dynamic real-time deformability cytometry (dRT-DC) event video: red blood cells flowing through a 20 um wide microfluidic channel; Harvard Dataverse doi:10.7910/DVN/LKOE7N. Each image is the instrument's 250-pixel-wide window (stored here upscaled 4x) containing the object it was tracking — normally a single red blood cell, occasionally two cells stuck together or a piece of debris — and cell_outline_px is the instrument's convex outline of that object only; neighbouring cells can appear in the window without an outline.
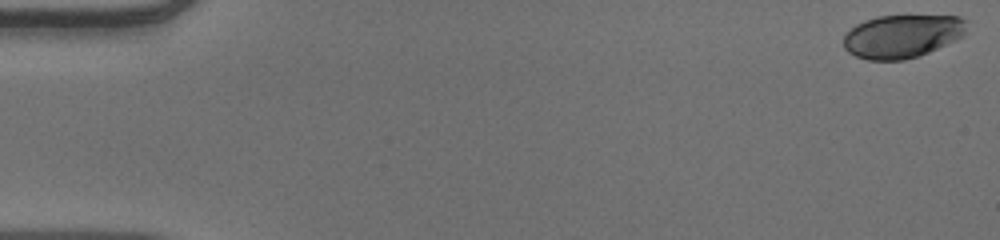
{"species": "human", "species_latin": "Homo sapiens", "temperature_condition": "warm", "stored_images_in_passage": 53, "camera_frame_rate_fps": 3000, "um_per_image_px": 0.085, "donor": {"sex": "male"}, "frame": {"image": 1, "passage_image": 1, "time_ms": 0.0, "image_size_px": [1000, 240], "cell_outline_px": [[968, 20], [964, 36], [956, 40], [920, 56], [904, 60], [868, 60], [856, 56], [848, 52], [844, 48], [844, 36], [856, 24], [864, 20], [876, 16], [960, 16]], "centroid_in_image_um": [76.71, 3.08], "position_along_channel_um": 8.3, "area_um2": 31.21}}
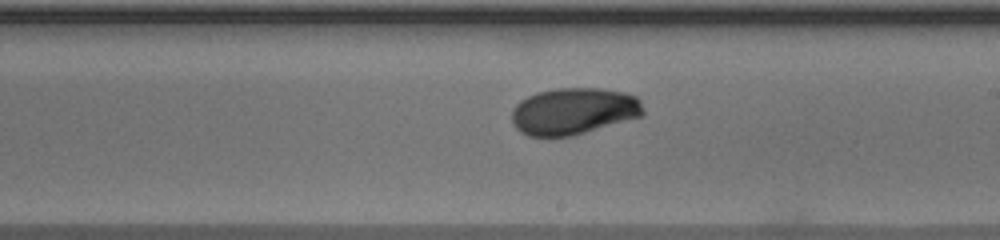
{"frame": {"image": 2, "passage_image": 31, "time_ms": 10.0, "image_size_px": [1000, 240], "cell_outline_px": [[644, 116], [572, 136], [548, 140], [528, 136], [520, 132], [512, 124], [512, 108], [520, 100], [536, 92], [556, 88], [600, 88], [624, 92], [636, 96], [640, 100], [644, 112]], "centroid_in_image_um": [48.72, 9.49], "position_along_channel_um": 240.3, "area_um2": 36.82}}
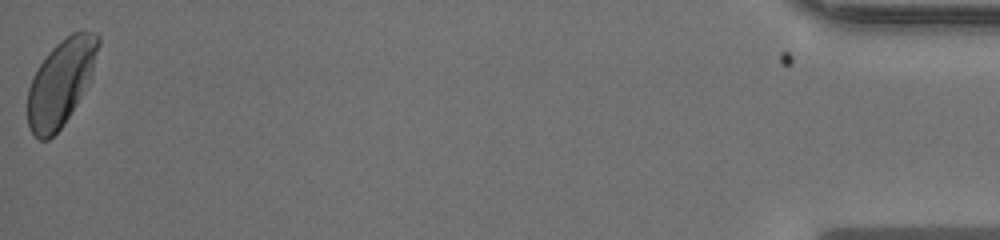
{"frame": {"image": 3, "passage_image": 53, "time_ms": 17.333, "image_size_px": [1000, 240], "cell_outline_px": [[100, 44], [92, 76], [76, 104], [64, 124], [48, 140], [40, 140], [28, 128], [28, 88], [32, 76], [48, 52], [60, 40], [72, 32], [96, 32], [100, 36]], "centroid_in_image_um": [5.18, 6.99], "position_along_channel_um": 430.0, "area_um2": 35.32}, "authors_computed_cell_mechanics": {"area_um2": 35.3158, "velocity_mm_per_s": 3.8928, "shape_relaxation_time_tau1_ms": 3.3783, "shape_relaxation_time_tau2_ms": 0.9156, "deformation_change_tau1": 0.1121, "deformation_change_tau2": 0.0316}}